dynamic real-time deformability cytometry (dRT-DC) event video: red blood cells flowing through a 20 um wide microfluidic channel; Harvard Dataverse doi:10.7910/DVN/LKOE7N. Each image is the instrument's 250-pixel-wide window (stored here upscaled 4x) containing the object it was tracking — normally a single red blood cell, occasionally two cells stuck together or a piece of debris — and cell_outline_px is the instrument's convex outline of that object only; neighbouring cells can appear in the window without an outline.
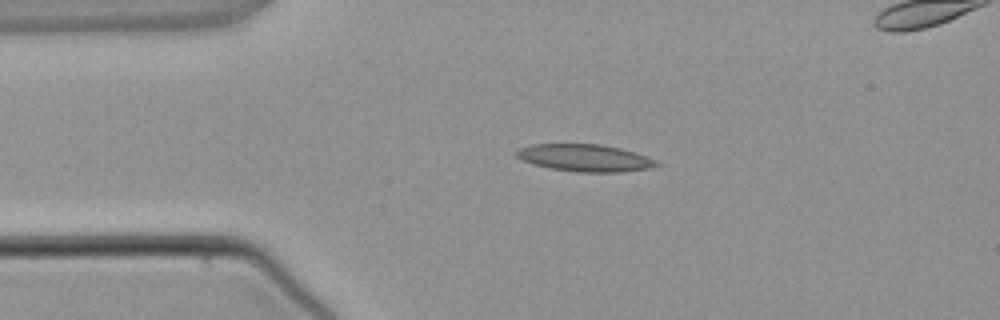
{"species": "common noctule bat (a hibernating species)", "species_latin": "Nyctalus noctula", "temperature_condition": "warm", "stored_images_in_passage": 2, "segment_of_instrument_passage": [1, 2], "camera_frame_rate_fps": 3000, "um_per_image_px": 0.085, "animal": {"sex": "male", "body_mass_g": 21.5, "forearm_length_mm": 52.0}, "frame": {"image": 1, "passage_image": 1, "time_ms": 0.0, "image_size_px": [1000, 320], "cell_outline_px": [[660, 164], [648, 168], [620, 172], [576, 172], [552, 168], [520, 160], [516, 156], [516, 152], [520, 148], [532, 144], [600, 144], [620, 148], [656, 160]], "centroid_in_image_um": [49.68, 13.42], "position_along_channel_um": 35.3, "area_um2": 21.85}}